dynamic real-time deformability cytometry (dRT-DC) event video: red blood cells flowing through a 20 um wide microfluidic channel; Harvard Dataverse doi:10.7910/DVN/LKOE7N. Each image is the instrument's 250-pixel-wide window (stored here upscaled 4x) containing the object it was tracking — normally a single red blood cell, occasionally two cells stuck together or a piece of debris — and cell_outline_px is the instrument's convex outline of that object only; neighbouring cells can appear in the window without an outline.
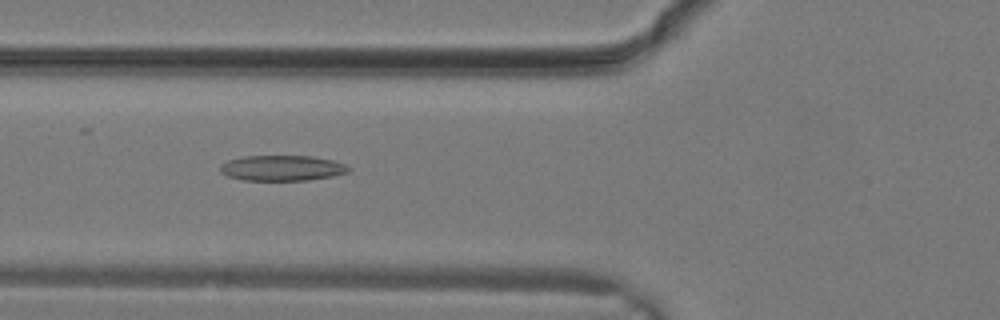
{"species": "common noctule bat (a hibernating species)", "species_latin": "Nyctalus noctula", "temperature_condition": "warm", "stored_images_in_passage": 20, "camera_frame_rate_fps": 3000, "um_per_image_px": 0.085, "animal": {"sex": "male", "body_mass_g": 19.2, "forearm_length_mm": 51.8}, "frame": {"image": 1, "passage_image": 3, "time_ms": 0.667, "image_size_px": [1000, 320], "cell_outline_px": [[352, 168], [348, 172], [332, 176], [308, 180], [244, 180], [228, 176], [220, 172], [220, 164], [228, 160], [244, 156], [312, 156], [332, 160], [348, 164]], "centroid_in_image_um": [24.0, 14.28], "position_along_channel_um": 101.8, "area_um2": 19.13}}
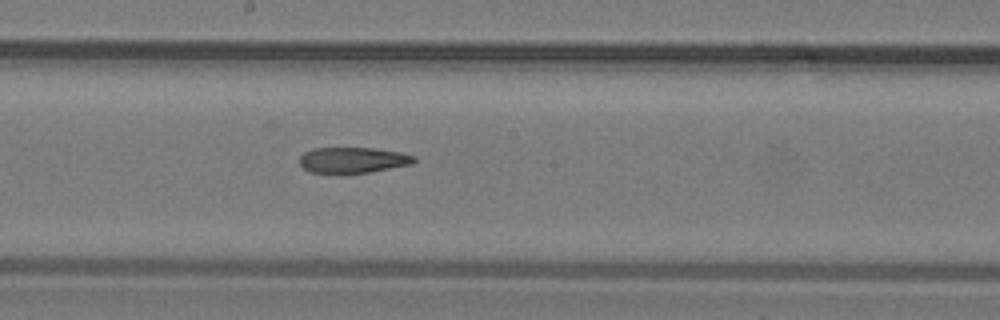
{"frame": {"image": 2, "passage_image": 8, "time_ms": 2.333, "image_size_px": [1000, 320], "cell_outline_px": [[416, 160], [412, 164], [368, 172], [340, 176], [336, 176], [308, 172], [300, 164], [300, 156], [304, 152], [312, 148], [372, 148], [400, 152], [416, 156]], "centroid_in_image_um": [29.93, 13.65], "position_along_channel_um": 218.3, "area_um2": 17.86}}
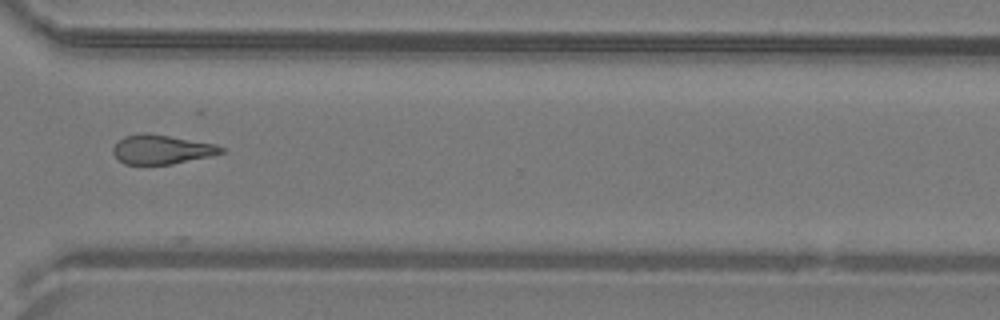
{"frame": {"image": 3, "passage_image": 14, "time_ms": 4.333, "image_size_px": [1000, 320], "cell_outline_px": [[224, 152], [212, 156], [172, 164], [124, 164], [112, 152], [112, 148], [124, 136], [140, 132], [144, 132], [216, 144], [224, 148]], "centroid_in_image_um": [13.74, 12.7], "position_along_channel_um": 356.9, "area_um2": 18.32}}